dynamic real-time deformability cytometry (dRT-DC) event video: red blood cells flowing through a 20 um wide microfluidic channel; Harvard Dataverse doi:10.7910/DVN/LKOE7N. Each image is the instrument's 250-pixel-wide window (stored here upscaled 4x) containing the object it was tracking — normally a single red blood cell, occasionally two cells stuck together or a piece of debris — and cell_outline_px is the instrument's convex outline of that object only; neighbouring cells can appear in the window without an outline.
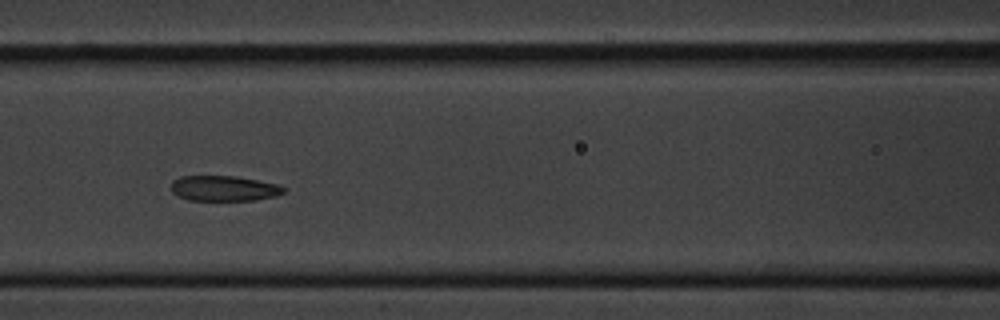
{"species": "common noctule bat (a hibernating species)", "species_latin": "Nyctalus noctula", "temperature_condition": "cold", "stored_images_in_passage": 9, "camera_frame_rate_fps": 3000, "um_per_image_px": 0.085, "animal": {"sex": "male", "body_mass_g": 20.1, "forearm_length_mm": 53.5}, "frame": {"image": 1, "passage_image": 7, "time_ms": 7.0, "image_size_px": [1000, 320], "cell_outline_px": [[288, 188], [284, 192], [276, 196], [256, 200], [188, 200], [172, 192], [172, 180], [180, 176], [236, 176], [280, 184]], "centroid_in_image_um": [19.09, 16.0], "position_along_channel_um": 147.5, "area_um2": 16.76}}
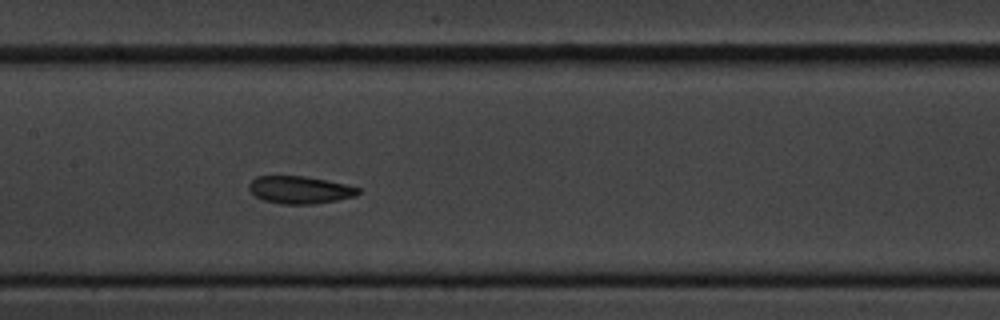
{"frame": {"image": 2, "passage_image": 8, "time_ms": 8.0, "image_size_px": [1000, 320], "cell_outline_px": [[360, 192], [356, 196], [336, 200], [312, 204], [280, 204], [264, 200], [256, 196], [248, 188], [248, 184], [256, 176], [304, 176], [328, 180], [360, 188]], "centroid_in_image_um": [25.48, 16.13], "position_along_channel_um": 181.9, "area_um2": 17.46}}
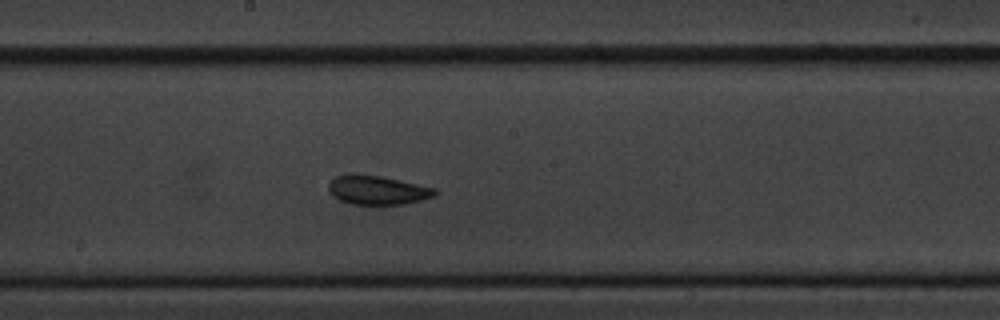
{"frame": {"image": 3, "passage_image": 9, "time_ms": 9.0, "image_size_px": [1000, 320], "cell_outline_px": [[436, 196], [404, 204], [352, 204], [340, 200], [332, 196], [328, 188], [328, 184], [336, 176], [352, 172], [380, 176], [436, 188]], "centroid_in_image_um": [32.05, 16.14], "position_along_channel_um": 216.2, "area_um2": 18.03}}